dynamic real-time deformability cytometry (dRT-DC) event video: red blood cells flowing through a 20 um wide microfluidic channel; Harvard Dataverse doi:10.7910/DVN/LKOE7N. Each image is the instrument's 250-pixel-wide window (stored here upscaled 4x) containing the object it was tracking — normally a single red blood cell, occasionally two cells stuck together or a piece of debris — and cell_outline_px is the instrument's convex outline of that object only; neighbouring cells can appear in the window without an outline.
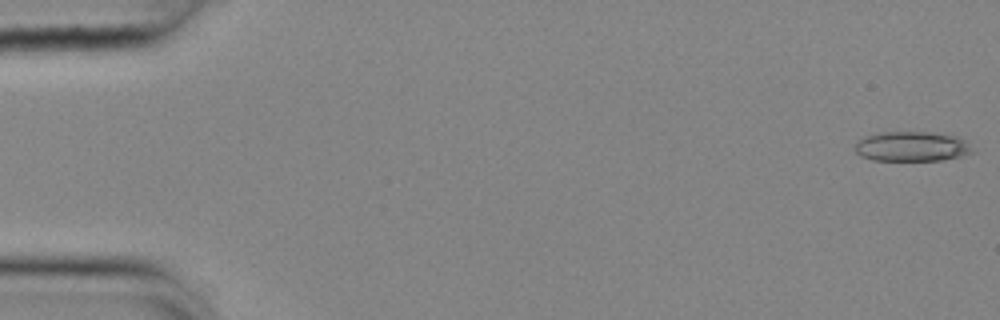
{"species": "common noctule bat (a hibernating species)", "species_latin": "Nyctalus noctula", "temperature_condition": "cold", "stored_images_in_passage": 55, "camera_frame_rate_fps": 3000, "um_per_image_px": 0.085, "animal": {"sex": "female", "body_mass_g": 25.1}, "frame": {"image": 1, "passage_image": 1, "time_ms": 0.0, "image_size_px": [1000, 320], "cell_outline_px": [[972, 152], [964, 156], [944, 160], [872, 160], [860, 156], [856, 152], [856, 144], [864, 136], [876, 132], [928, 132], [956, 136], [964, 140]], "centroid_in_image_um": [77.47, 12.45], "position_along_channel_um": 7.5, "area_um2": 20.29}}
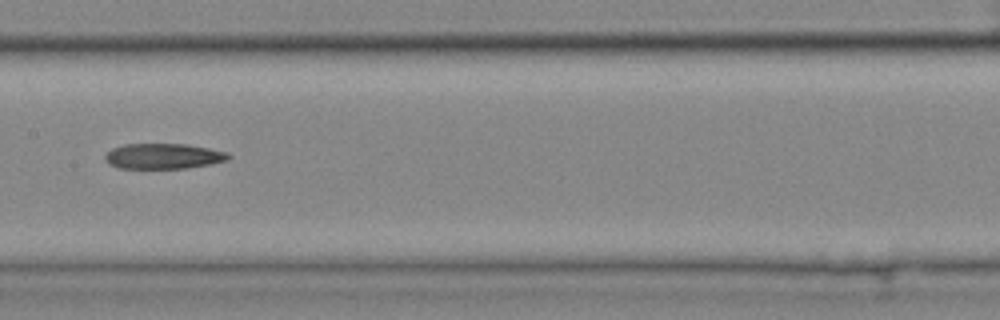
{"frame": {"image": 2, "passage_image": 28, "time_ms": 9.0, "image_size_px": [1000, 320], "cell_outline_px": [[232, 156], [228, 160], [212, 164], [184, 168], [116, 168], [108, 164], [104, 160], [104, 156], [112, 148], [124, 144], [188, 144], [228, 152]], "centroid_in_image_um": [13.88, 13.27], "position_along_channel_um": 193.5, "area_um2": 18.44}}
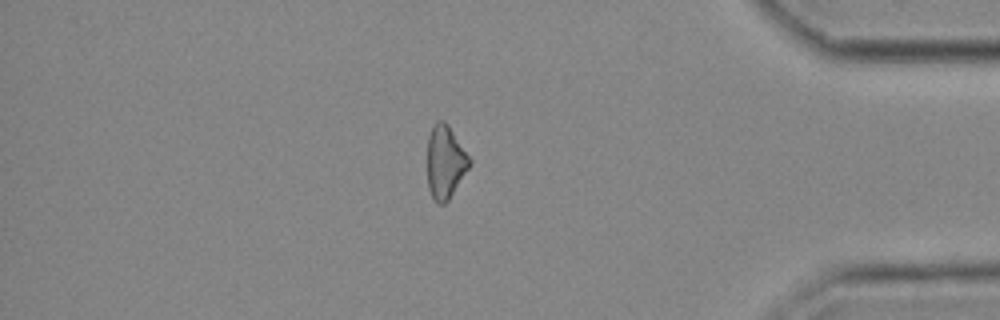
{"frame": {"image": 3, "passage_image": 47, "time_ms": 15.333, "image_size_px": [1000, 320], "cell_outline_px": [[472, 160], [468, 168], [448, 200], [444, 204], [440, 204], [432, 196], [428, 188], [428, 136], [436, 120], [444, 120], [448, 124]], "centroid_in_image_um": [37.84, 13.73], "position_along_channel_um": 397.4, "area_um2": 17.69}}